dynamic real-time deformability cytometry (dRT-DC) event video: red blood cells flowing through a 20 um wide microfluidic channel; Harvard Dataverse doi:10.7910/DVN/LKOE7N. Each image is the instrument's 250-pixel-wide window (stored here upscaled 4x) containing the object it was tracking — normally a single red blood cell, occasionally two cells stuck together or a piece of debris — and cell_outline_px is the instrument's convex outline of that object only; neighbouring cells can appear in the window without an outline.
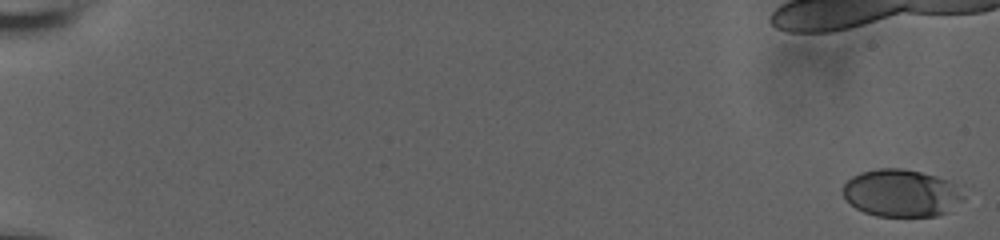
{"species": "human", "species_latin": "Homo sapiens", "temperature_condition": "room temperature", "stored_images_in_passage": 12, "camera_frame_rate_fps": 3000, "um_per_image_px": 0.085, "donor": {"sex": "male"}, "frame": {"image": 1, "passage_image": 1, "time_ms": 0.0, "image_size_px": [1000, 240], "cell_outline_px": [[964, 200], [948, 212], [936, 216], [876, 216], [864, 212], [856, 208], [844, 196], [844, 184], [852, 176], [860, 172], [880, 168], [904, 168], [936, 176], [948, 180], [964, 188]], "centroid_in_image_um": [76.68, 16.41], "position_along_channel_um": 8.3, "area_um2": 33.58}}